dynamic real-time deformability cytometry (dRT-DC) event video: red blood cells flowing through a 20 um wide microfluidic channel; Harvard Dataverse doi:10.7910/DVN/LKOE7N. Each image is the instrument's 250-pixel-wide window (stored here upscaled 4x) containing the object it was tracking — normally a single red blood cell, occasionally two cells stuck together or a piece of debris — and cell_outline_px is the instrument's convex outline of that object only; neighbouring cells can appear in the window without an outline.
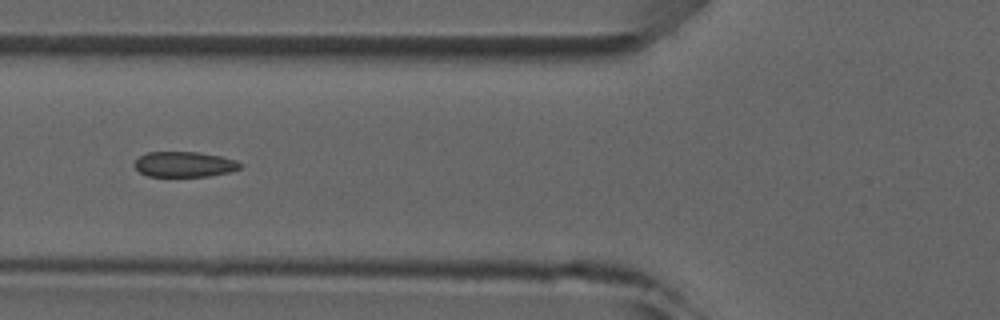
{"species": "common noctule bat (a hibernating species)", "species_latin": "Nyctalus noctula", "temperature_condition": "room temperature", "stored_images_in_passage": 6, "camera_frame_rate_fps": 3000, "um_per_image_px": 0.085, "animal": {"sex": "male", "forearm_length_mm": 52.5}, "frame": {"image": 1, "passage_image": 5, "time_ms": 4.667, "image_size_px": [1000, 320], "cell_outline_px": [[244, 164], [240, 168], [232, 172], [208, 176], [148, 176], [140, 172], [132, 164], [140, 156], [148, 152], [196, 152], [220, 156], [236, 160]], "centroid_in_image_um": [15.69, 13.97], "position_along_channel_um": 110.1, "area_um2": 15.66}}
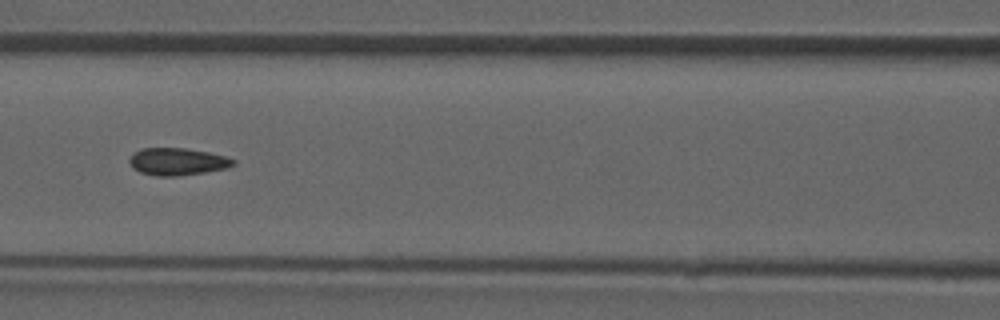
{"frame": {"image": 2, "passage_image": 6, "time_ms": 5.667, "image_size_px": [1000, 320], "cell_outline_px": [[236, 164], [228, 168], [204, 172], [176, 176], [156, 176], [140, 172], [132, 168], [128, 160], [128, 156], [140, 148], [188, 148], [208, 152], [224, 156], [236, 160]], "centroid_in_image_um": [15.05, 13.73], "position_along_channel_um": 151.6, "area_um2": 16.7}}